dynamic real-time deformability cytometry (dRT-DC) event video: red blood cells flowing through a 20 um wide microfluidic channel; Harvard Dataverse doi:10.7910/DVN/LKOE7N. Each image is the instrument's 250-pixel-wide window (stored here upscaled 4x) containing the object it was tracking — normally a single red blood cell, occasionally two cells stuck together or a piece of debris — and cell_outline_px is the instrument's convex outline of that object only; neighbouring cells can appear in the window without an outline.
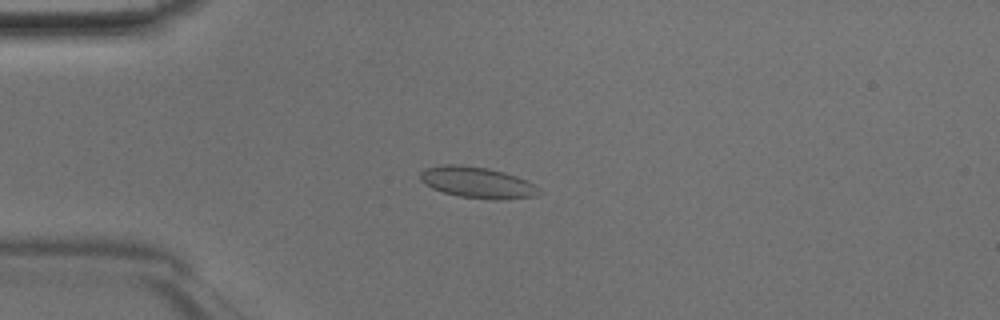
{"species": "Egyptian fruit bat (a non-hibernating species)", "species_latin": "Rousettus aegyptiacus", "temperature_condition": "room temperature", "stored_images_in_passage": 47, "camera_frame_rate_fps": 3000, "um_per_image_px": 0.085, "animal": {"sex": "male"}, "frame": {"image": 1, "passage_image": 12, "time_ms": 3.667, "image_size_px": [1000, 320], "cell_outline_px": [[544, 192], [536, 196], [496, 200], [492, 200], [460, 196], [444, 192], [432, 188], [420, 180], [420, 172], [424, 168], [440, 164], [464, 164], [488, 168], [504, 172], [516, 176], [536, 184]], "centroid_in_image_um": [40.6, 15.5], "position_along_channel_um": 44.4, "area_um2": 21.91}}
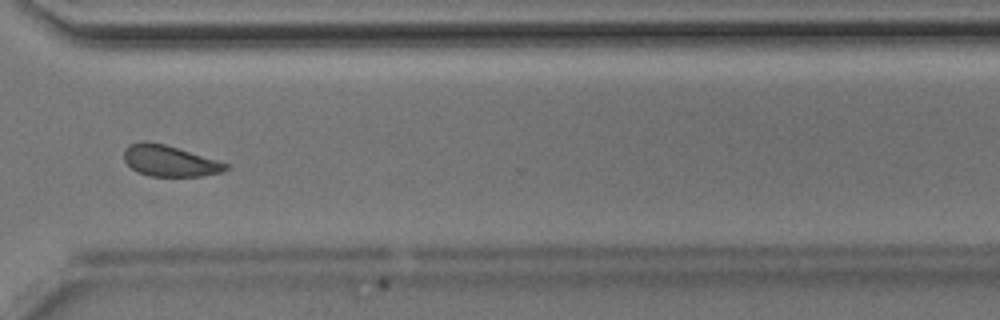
{"frame": {"image": 2, "passage_image": 35, "time_ms": 11.333, "image_size_px": [1000, 320], "cell_outline_px": [[228, 168], [220, 172], [200, 176], [148, 176], [132, 168], [124, 160], [124, 148], [128, 144], [144, 140], [164, 144], [228, 164]], "centroid_in_image_um": [14.34, 13.66], "position_along_channel_um": 356.3, "area_um2": 18.09}}
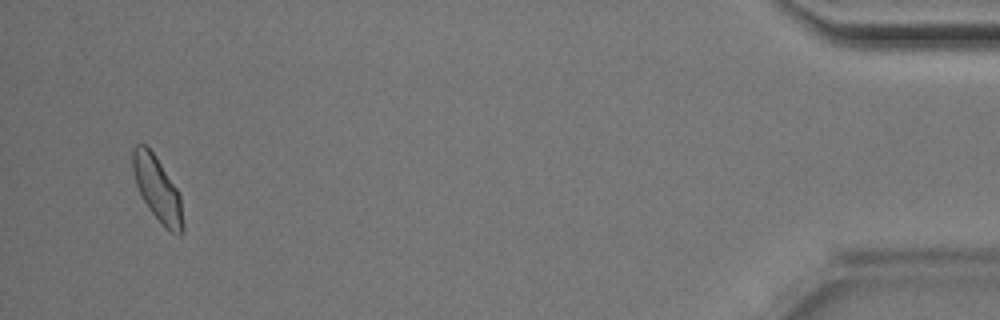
{"frame": {"image": 3, "passage_image": 45, "time_ms": 14.667, "image_size_px": [1000, 320], "cell_outline_px": [[184, 232], [180, 236], [172, 232], [160, 224], [148, 208], [136, 184], [132, 168], [132, 148], [136, 144], [144, 144], [152, 152], [176, 188], [180, 196], [184, 224]], "centroid_in_image_um": [13.38, 16.12], "position_along_channel_um": 421.8, "area_um2": 18.67}}